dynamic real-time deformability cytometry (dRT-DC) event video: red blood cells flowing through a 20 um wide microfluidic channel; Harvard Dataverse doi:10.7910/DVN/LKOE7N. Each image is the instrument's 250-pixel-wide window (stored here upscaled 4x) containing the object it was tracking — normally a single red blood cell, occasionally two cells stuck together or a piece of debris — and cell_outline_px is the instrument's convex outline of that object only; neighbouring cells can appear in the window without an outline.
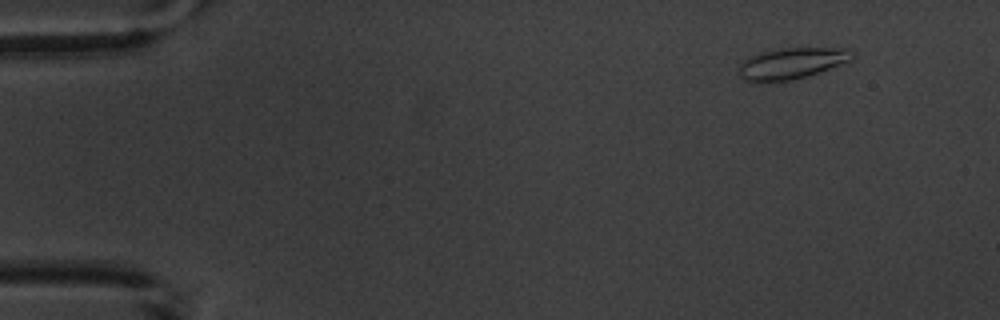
{"species": "common noctule bat (a hibernating species)", "species_latin": "Nyctalus noctula", "temperature_condition": "warm", "stored_images_in_passage": 7, "camera_frame_rate_fps": 3000, "um_per_image_px": 0.085, "animal": {"sex": "male", "body_mass_g": 20.1, "forearm_length_mm": 53.5}, "frame": {"image": 1, "passage_image": 1, "time_ms": 0.0, "image_size_px": [1000, 320], "cell_outline_px": [[856, 52], [848, 60], [840, 64], [808, 76], [796, 80], [764, 84], [752, 84], [744, 80], [740, 76], [736, 68], [744, 60], [760, 52], [776, 48], [844, 48]], "centroid_in_image_um": [67.17, 5.43], "position_along_channel_um": 17.8, "area_um2": 21.21}}
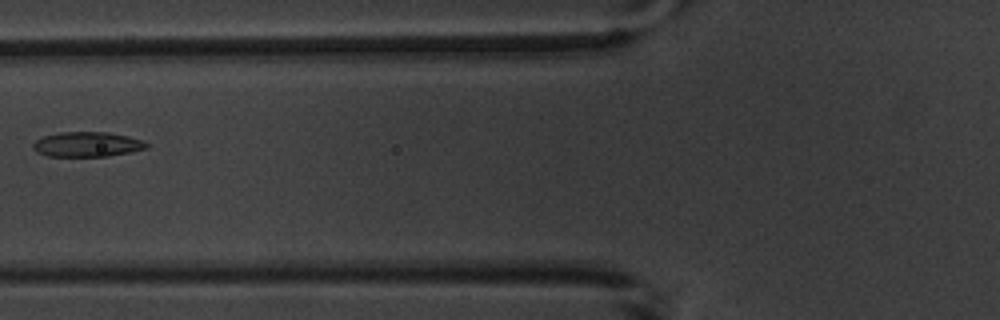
{"frame": {"image": 2, "passage_image": 6, "time_ms": 5.667, "image_size_px": [1000, 320], "cell_outline_px": [[148, 148], [132, 152], [108, 156], [48, 156], [36, 152], [32, 148], [32, 144], [36, 140], [44, 136], [60, 132], [108, 132], [128, 136], [144, 140], [148, 144]], "centroid_in_image_um": [7.43, 12.27], "position_along_channel_um": 118.4, "area_um2": 16.59}}
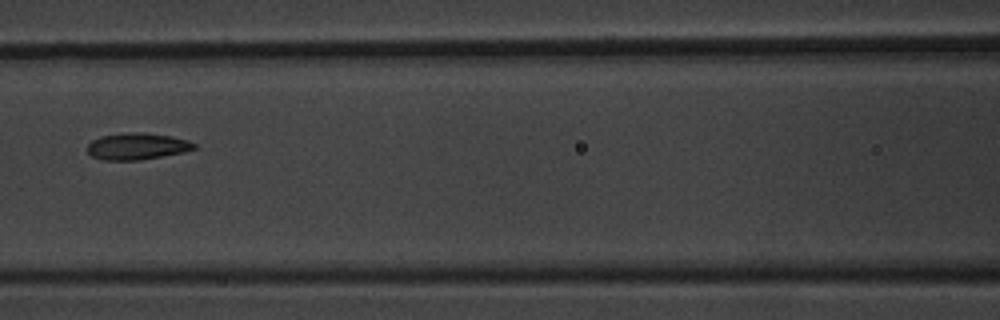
{"frame": {"image": 3, "passage_image": 7, "time_ms": 6.667, "image_size_px": [1000, 320], "cell_outline_px": [[196, 148], [184, 152], [140, 160], [100, 160], [92, 156], [88, 152], [88, 144], [92, 140], [100, 136], [120, 132], [144, 132], [172, 136], [188, 140], [196, 144]], "centroid_in_image_um": [11.64, 12.42], "position_along_channel_um": 155.0, "area_um2": 16.82}}